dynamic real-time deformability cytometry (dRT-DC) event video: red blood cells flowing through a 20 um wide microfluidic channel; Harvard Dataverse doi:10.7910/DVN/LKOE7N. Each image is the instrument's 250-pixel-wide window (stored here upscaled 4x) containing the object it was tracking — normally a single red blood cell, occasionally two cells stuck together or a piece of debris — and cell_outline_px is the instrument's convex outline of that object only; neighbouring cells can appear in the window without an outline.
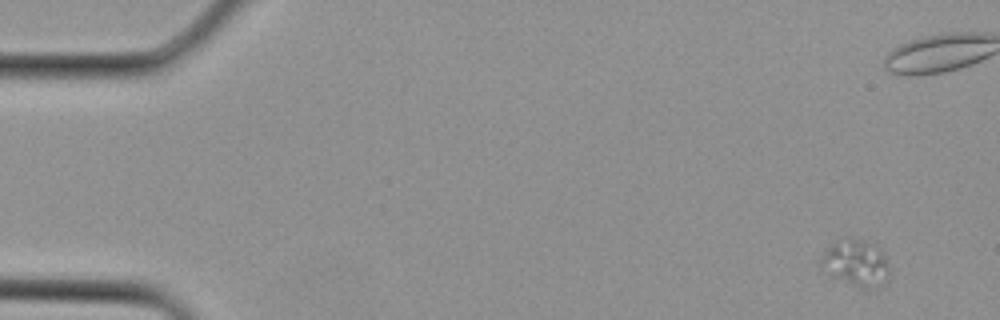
{"species": "Egyptian fruit bat (a non-hibernating species)", "species_latin": "Rousettus aegyptiacus", "temperature_condition": "cold", "stored_images_in_passage": 4, "camera_frame_rate_fps": 3000, "um_per_image_px": 0.085, "animal": {"sex": "female"}, "frame": {"image": 1, "passage_image": 1, "time_ms": 0.0, "image_size_px": [1000, 320], "cell_outline_px": [[888, 276], [868, 288], [860, 288], [832, 276], [820, 260], [820, 256], [836, 240], [848, 236], [852, 236], [876, 244], [884, 252], [888, 264]], "centroid_in_image_um": [72.75, 22.26], "position_along_channel_um": 12.3, "area_um2": 18.15}}